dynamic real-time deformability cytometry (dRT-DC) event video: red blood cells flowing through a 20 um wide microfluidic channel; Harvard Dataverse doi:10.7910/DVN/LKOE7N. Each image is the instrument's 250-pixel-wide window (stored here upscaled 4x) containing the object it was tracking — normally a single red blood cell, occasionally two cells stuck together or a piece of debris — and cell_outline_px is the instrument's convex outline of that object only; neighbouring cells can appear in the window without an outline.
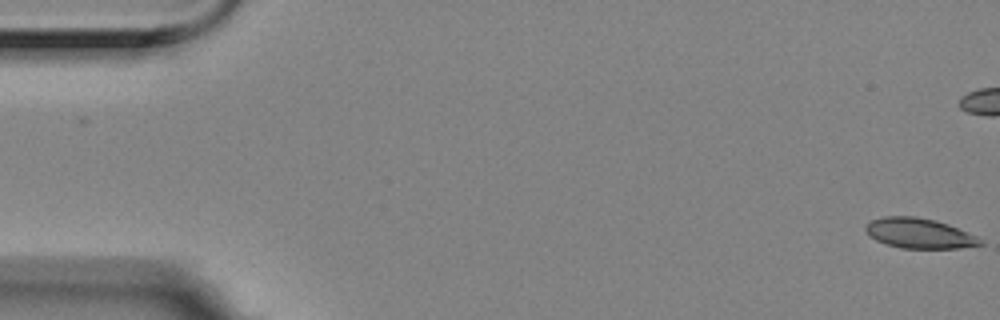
{"species": "Egyptian fruit bat (a non-hibernating species)", "species_latin": "Rousettus aegyptiacus", "temperature_condition": "room temperature", "stored_images_in_passage": 6, "camera_frame_rate_fps": 3000, "um_per_image_px": 0.085, "animal": {"sex": "female"}, "frame": {"image": 1, "passage_image": 1, "time_ms": 0.0, "image_size_px": [1000, 320], "cell_outline_px": [[984, 244], [960, 248], [900, 248], [876, 240], [864, 228], [872, 220], [884, 216], [916, 216], [936, 220], [948, 224], [968, 232], [984, 240]], "centroid_in_image_um": [78.19, 19.82], "position_along_channel_um": 6.8, "area_um2": 20.0}}